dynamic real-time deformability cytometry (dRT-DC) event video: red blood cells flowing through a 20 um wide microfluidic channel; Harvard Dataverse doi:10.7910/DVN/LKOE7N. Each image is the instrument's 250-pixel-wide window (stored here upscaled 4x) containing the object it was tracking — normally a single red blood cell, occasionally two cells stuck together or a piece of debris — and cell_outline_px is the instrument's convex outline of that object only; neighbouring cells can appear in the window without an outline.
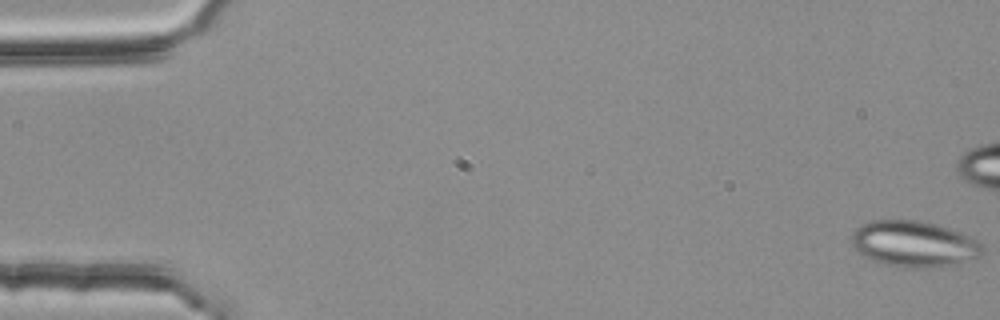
{"species": "common noctule bat (a hibernating species)", "species_latin": "Nyctalus noctula", "temperature_condition": "room temperature", "stored_images_in_passage": 21, "camera_frame_rate_fps": 3000, "um_per_image_px": 0.085, "animal": {"sex": "female", "body_mass_g": 25.1}, "frame": {"image": 1, "passage_image": 1, "time_ms": 0.0, "image_size_px": [1000, 320], "cell_outline_px": [[984, 252], [980, 256], [968, 260], [948, 264], [924, 268], [904, 268], [884, 264], [860, 256], [856, 252], [852, 244], [852, 236], [856, 228], [872, 220], [916, 220], [936, 224], [960, 232], [976, 240], [984, 248]], "centroid_in_image_um": [77.64, 20.73], "position_along_channel_um": 7.4, "area_um2": 34.91}}
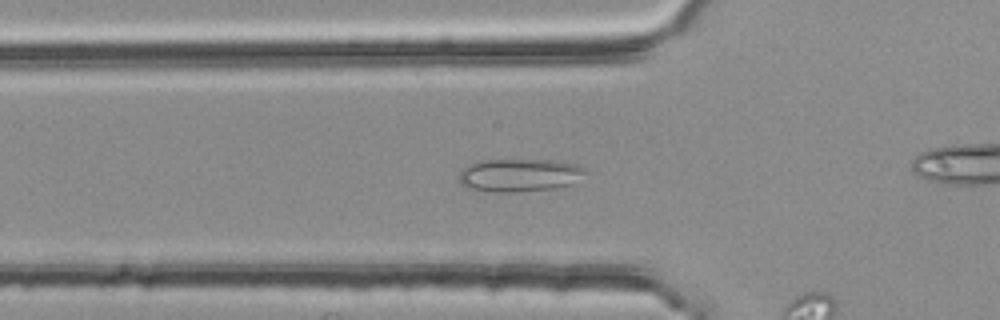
{"frame": {"image": 2, "passage_image": 19, "time_ms": 6.0, "image_size_px": [1000, 320], "cell_outline_px": [[588, 172], [572, 184], [556, 188], [512, 192], [492, 192], [468, 188], [460, 184], [460, 172], [464, 168], [472, 164], [484, 160], [548, 160], [576, 164], [584, 168]], "centroid_in_image_um": [44.18, 14.9], "position_along_channel_um": 81.6, "area_um2": 24.1}}